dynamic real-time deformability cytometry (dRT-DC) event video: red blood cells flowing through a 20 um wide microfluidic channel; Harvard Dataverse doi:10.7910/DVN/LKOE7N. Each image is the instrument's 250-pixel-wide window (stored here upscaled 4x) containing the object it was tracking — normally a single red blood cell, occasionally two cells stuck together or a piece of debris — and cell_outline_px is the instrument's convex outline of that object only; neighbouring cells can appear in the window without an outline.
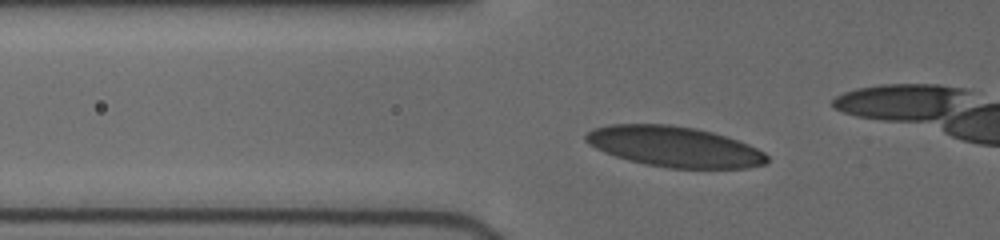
{"species": "human", "species_latin": "Homo sapiens", "temperature_condition": "cold", "stored_images_in_passage": 34, "camera_frame_rate_fps": 3000, "um_per_image_px": 0.085, "donor": {"sex": "female"}, "frame": {"image": 1, "passage_image": 15, "time_ms": 4.667, "image_size_px": [1000, 240], "cell_outline_px": [[768, 160], [764, 164], [748, 168], [668, 168], [644, 164], [628, 160], [604, 152], [588, 144], [584, 140], [584, 136], [592, 128], [612, 124], [672, 124], [696, 128], [712, 132], [748, 144], [764, 152], [768, 156]], "centroid_in_image_um": [57.29, 12.46], "position_along_channel_um": 68.5, "area_um2": 42.83}}
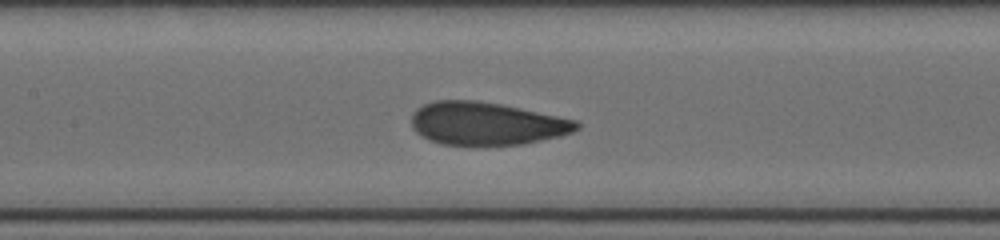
{"frame": {"image": 2, "passage_image": 22, "time_ms": 7.333, "image_size_px": [1000, 240], "cell_outline_px": [[580, 128], [572, 132], [560, 136], [520, 144], [484, 148], [440, 144], [428, 140], [416, 132], [412, 128], [412, 112], [416, 108], [424, 104], [436, 100], [476, 100], [500, 104], [520, 108], [576, 120], [580, 124]], "centroid_in_image_um": [41.3, 10.54], "position_along_channel_um": 166.1, "area_um2": 42.14}}
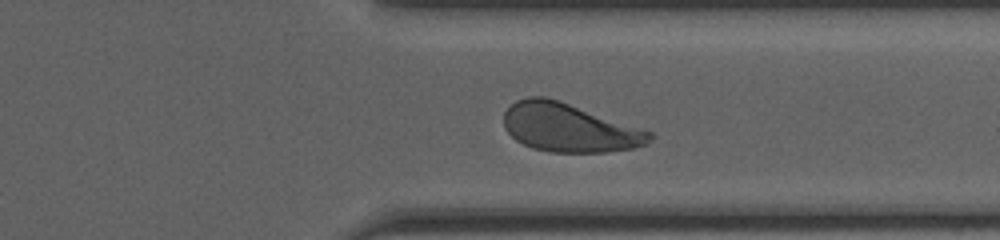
{"frame": {"image": 3, "passage_image": 33, "time_ms": 12.333, "image_size_px": [1000, 240], "cell_outline_px": [[652, 136], [648, 144], [632, 148], [608, 152], [552, 152], [532, 148], [516, 140], [504, 128], [504, 112], [516, 100], [528, 96], [544, 96], [560, 100], [652, 132]], "centroid_in_image_um": [48.36, 10.85], "position_along_channel_um": 363.0, "area_um2": 41.15}}